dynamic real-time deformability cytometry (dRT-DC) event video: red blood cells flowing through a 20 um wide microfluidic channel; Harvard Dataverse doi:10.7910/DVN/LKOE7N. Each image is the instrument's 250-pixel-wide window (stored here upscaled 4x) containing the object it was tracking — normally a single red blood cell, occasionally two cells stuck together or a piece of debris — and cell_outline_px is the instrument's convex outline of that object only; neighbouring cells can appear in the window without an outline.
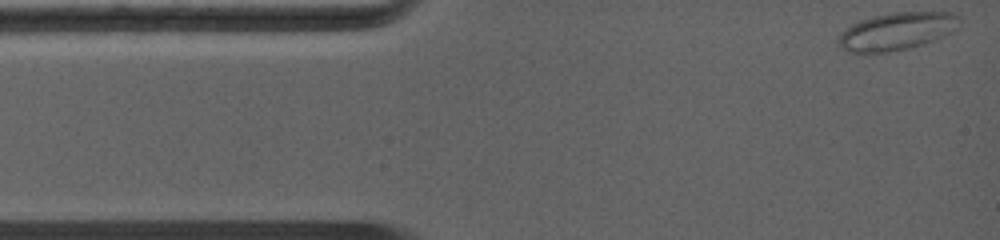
{"species": "common noctule bat (a hibernating species)", "species_latin": "Nyctalus noctula", "temperature_condition": "warm", "stored_images_in_passage": 60, "camera_frame_rate_fps": 5000, "um_per_image_px": 0.085, "animal": {"sex": "female", "body_mass_g": 19.0, "forearm_length_mm": 56.7}, "frame": {"image": 1, "passage_image": 1, "time_ms": 0.0, "image_size_px": [1000, 240], "cell_outline_px": [[960, 16], [956, 28], [944, 36], [924, 44], [888, 52], [848, 52], [840, 48], [836, 40], [840, 32], [852, 24], [860, 20], [872, 16], [892, 12], [952, 12]], "centroid_in_image_um": [76.18, 2.65], "position_along_channel_um": 8.8, "area_um2": 26.53}}
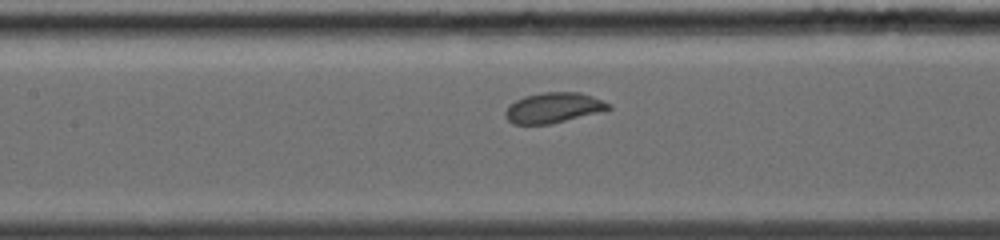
{"frame": {"image": 2, "passage_image": 26, "time_ms": 5.0, "image_size_px": [1000, 240], "cell_outline_px": [[612, 108], [548, 124], [516, 124], [508, 120], [504, 112], [508, 104], [524, 96], [540, 92], [580, 92], [604, 100], [612, 104]], "centroid_in_image_um": [47.02, 9.13], "position_along_channel_um": 160.4, "area_um2": 18.03}}
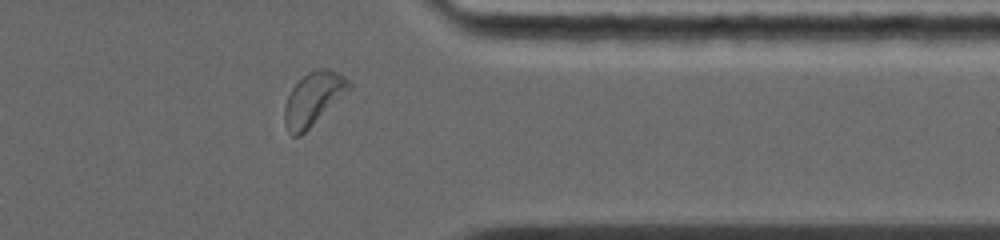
{"frame": {"image": 3, "passage_image": 52, "time_ms": 10.2, "image_size_px": [1000, 240], "cell_outline_px": [[352, 88], [300, 136], [292, 136], [288, 132], [284, 124], [284, 108], [288, 96], [292, 88], [308, 72], [320, 68], [328, 68], [344, 76], [352, 84]], "centroid_in_image_um": [26.63, 8.4], "position_along_channel_um": 384.8, "area_um2": 19.71}, "authors_computed_cell_mechanics": {"area_um2": 18.7272, "velocity_mm_per_s": 4.4229, "shape_relaxation_time_tau1_ms": null, "shape_relaxation_time_tau2_ms": 4.5025, "deformation_change_tau1": null, "deformation_change_tau2": 0.1016}}